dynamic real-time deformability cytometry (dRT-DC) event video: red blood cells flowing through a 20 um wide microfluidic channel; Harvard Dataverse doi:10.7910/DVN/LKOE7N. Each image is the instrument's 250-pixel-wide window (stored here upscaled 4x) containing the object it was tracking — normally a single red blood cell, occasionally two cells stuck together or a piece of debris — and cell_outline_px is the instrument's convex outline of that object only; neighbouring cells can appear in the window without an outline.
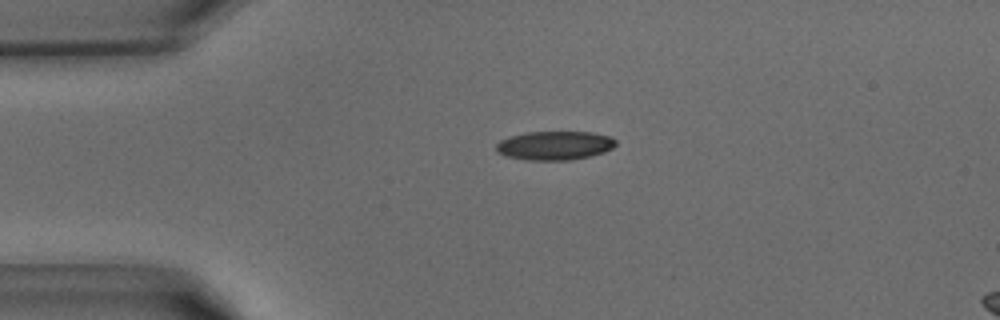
{"species": "common noctule bat (a hibernating species)", "species_latin": "Nyctalus noctula", "temperature_condition": "warm", "stored_images_in_passage": 32, "camera_frame_rate_fps": 3000, "um_per_image_px": 0.085, "animal": {"sex": "male", "body_mass_g": 15.6}, "frame": {"image": 1, "passage_image": 1, "time_ms": 0.0, "image_size_px": [1000, 320], "cell_outline_px": [[616, 144], [612, 148], [604, 152], [588, 156], [568, 160], [528, 160], [504, 156], [496, 152], [496, 144], [500, 140], [508, 136], [524, 132], [592, 132], [608, 136], [616, 140]], "centroid_in_image_um": [47.09, 12.36], "position_along_channel_um": 37.9, "area_um2": 20.17}}
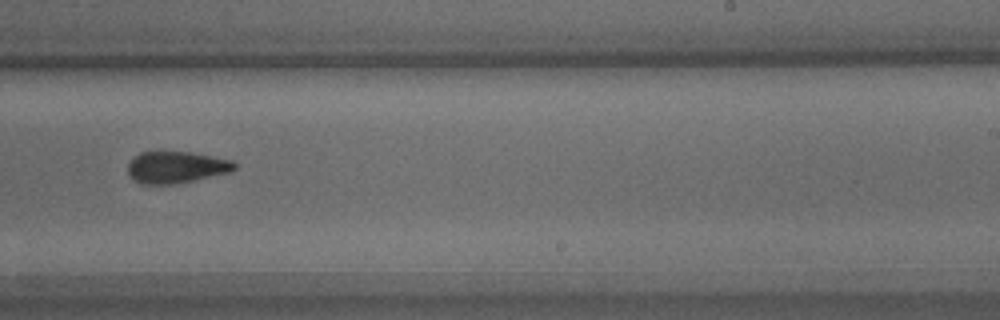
{"frame": {"image": 2, "passage_image": 17, "time_ms": 5.333, "image_size_px": [1000, 320], "cell_outline_px": [[236, 168], [228, 172], [192, 180], [168, 184], [140, 184], [128, 172], [128, 164], [132, 156], [140, 152], [192, 152], [232, 160], [236, 164]], "centroid_in_image_um": [14.95, 14.19], "position_along_channel_um": 274.1, "area_um2": 19.42}}
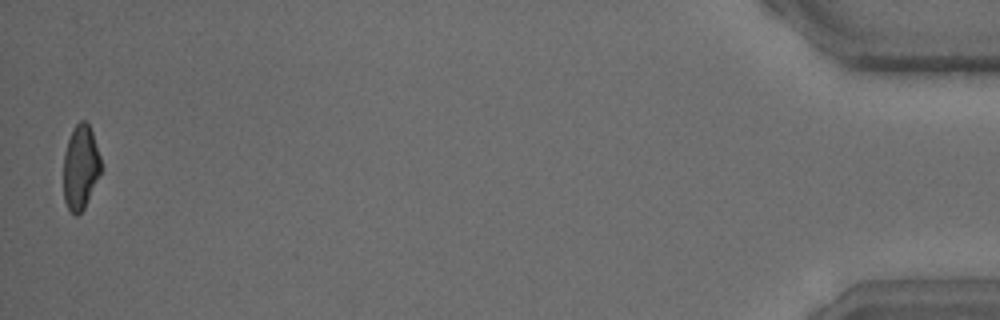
{"frame": {"image": 3, "passage_image": 32, "time_ms": 10.333, "image_size_px": [1000, 320], "cell_outline_px": [[100, 172], [84, 208], [76, 216], [68, 208], [64, 200], [64, 152], [68, 140], [76, 124], [80, 120], [84, 120], [88, 124], [92, 132], [100, 156]], "centroid_in_image_um": [6.83, 14.21], "position_along_channel_um": 428.4, "area_um2": 17.98}}